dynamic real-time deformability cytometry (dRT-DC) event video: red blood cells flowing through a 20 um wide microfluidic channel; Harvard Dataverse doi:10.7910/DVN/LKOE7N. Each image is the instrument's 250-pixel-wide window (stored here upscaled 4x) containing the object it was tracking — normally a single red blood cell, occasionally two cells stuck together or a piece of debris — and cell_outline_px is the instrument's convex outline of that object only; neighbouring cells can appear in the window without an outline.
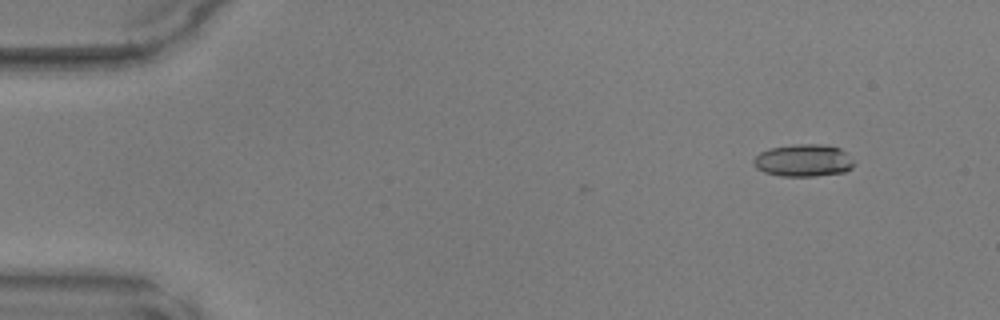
{"species": "common noctule bat (a hibernating species)", "species_latin": "Nyctalus noctula", "temperature_condition": "warm", "stored_images_in_passage": 13, "camera_frame_rate_fps": 3000, "um_per_image_px": 0.085, "animal": {"sex": "male", "body_mass_g": 17.9, "forearm_length_mm": 54.2}, "frame": {"image": 1, "passage_image": 1, "time_ms": 0.0, "image_size_px": [1000, 320], "cell_outline_px": [[856, 164], [852, 168], [844, 172], [816, 176], [780, 176], [764, 172], [756, 168], [752, 164], [752, 160], [760, 152], [768, 148], [792, 144], [820, 144], [840, 148]], "centroid_in_image_um": [68.26, 13.64], "position_along_channel_um": 16.7, "area_um2": 19.07}}
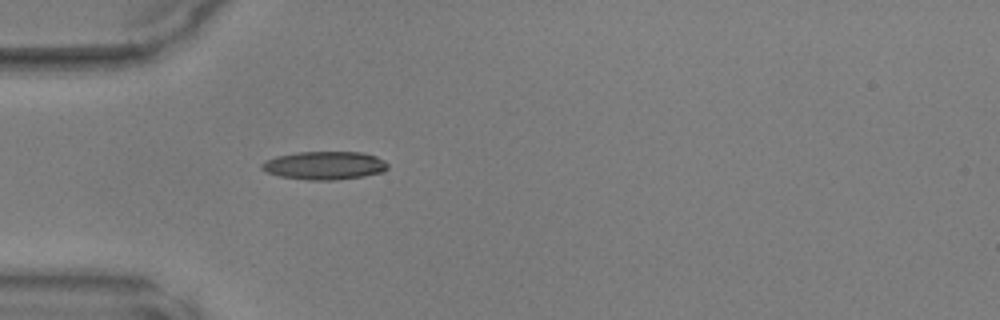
{"frame": {"image": 2, "passage_image": 11, "time_ms": 3.333, "image_size_px": [1000, 320], "cell_outline_px": [[388, 168], [384, 172], [364, 176], [336, 180], [308, 180], [280, 176], [264, 172], [260, 168], [260, 164], [276, 156], [296, 152], [360, 152], [376, 156], [384, 160], [388, 164]], "centroid_in_image_um": [27.58, 14.07], "position_along_channel_um": 57.4, "area_um2": 20.87}}